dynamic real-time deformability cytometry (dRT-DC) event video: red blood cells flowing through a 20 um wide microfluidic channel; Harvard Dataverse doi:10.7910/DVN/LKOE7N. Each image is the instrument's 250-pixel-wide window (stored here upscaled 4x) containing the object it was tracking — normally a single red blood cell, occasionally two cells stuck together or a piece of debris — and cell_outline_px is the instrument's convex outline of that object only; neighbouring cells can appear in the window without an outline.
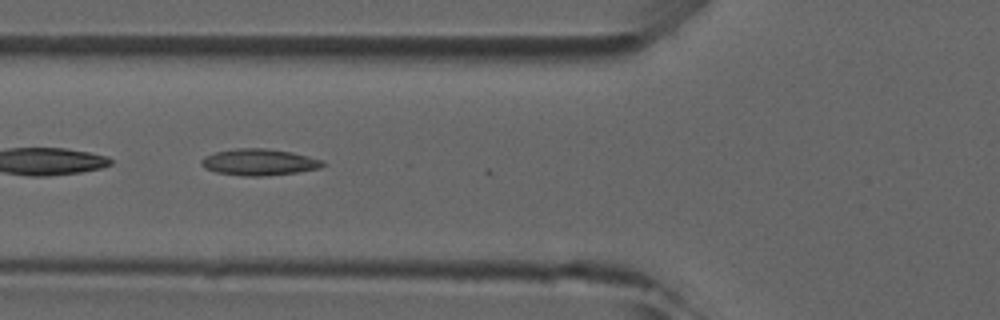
{"species": "common noctule bat (a hibernating species)", "species_latin": "Nyctalus noctula", "temperature_condition": "room temperature", "stored_images_in_passage": 32, "camera_frame_rate_fps": 3000, "um_per_image_px": 0.085, "animal": {"sex": "male", "forearm_length_mm": 52.5}, "frame": {"image": 1, "passage_image": 18, "time_ms": 5.667, "image_size_px": [1000, 320], "cell_outline_px": [[328, 164], [320, 168], [300, 172], [264, 176], [244, 176], [216, 172], [204, 168], [200, 164], [200, 160], [204, 156], [216, 152], [236, 148], [268, 148], [292, 152], [324, 160]], "centroid_in_image_um": [22.05, 13.78], "position_along_channel_um": 103.7, "area_um2": 19.02}}